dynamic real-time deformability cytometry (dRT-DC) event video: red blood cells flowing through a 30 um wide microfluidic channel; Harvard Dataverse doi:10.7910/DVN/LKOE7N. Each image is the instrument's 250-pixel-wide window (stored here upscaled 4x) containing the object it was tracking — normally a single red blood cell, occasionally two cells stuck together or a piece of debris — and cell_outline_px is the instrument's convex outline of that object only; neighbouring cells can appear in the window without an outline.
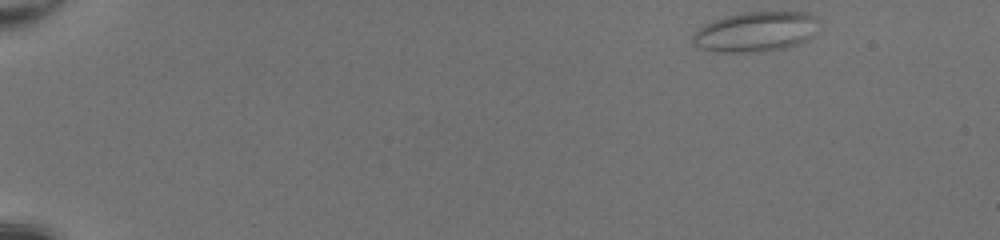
{"species": "common noctule bat (a hibernating species)", "species_latin": "Nyctalus noctula", "temperature_condition": "room temperature", "stored_images_in_passage": 45, "camera_frame_rate_fps": 3000, "um_per_image_px": 0.085, "animal": {"sex": "female", "body_mass_g": 20.0, "forearm_length_mm": 54.0}, "frame": {"image": 1, "passage_image": 1, "time_ms": 0.0, "image_size_px": [1000, 240], "cell_outline_px": [[816, 20], [812, 36], [796, 44], [784, 48], [764, 52], [716, 52], [696, 48], [692, 44], [692, 36], [704, 24], [712, 20], [744, 12], [808, 12], [816, 16]], "centroid_in_image_um": [64.16, 2.71], "position_along_channel_um": 20.8, "area_um2": 29.3}}
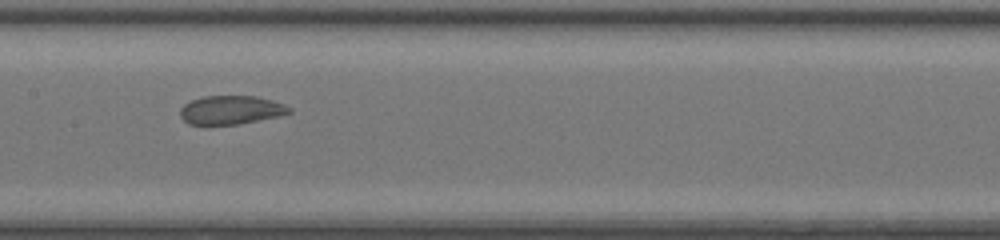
{"frame": {"image": 2, "passage_image": 23, "time_ms": 7.333, "image_size_px": [1000, 240], "cell_outline_px": [[292, 112], [276, 116], [236, 124], [188, 124], [180, 116], [180, 108], [184, 104], [192, 100], [204, 96], [256, 96], [272, 100], [284, 104], [292, 108]], "centroid_in_image_um": [19.61, 9.33], "position_along_channel_um": 187.8, "area_um2": 17.98}}
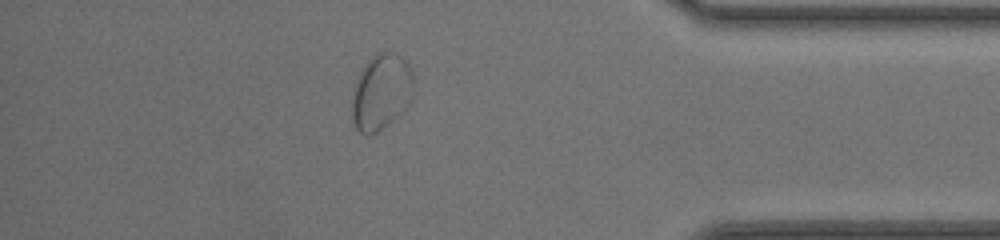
{"frame": {"image": 3, "passage_image": 40, "time_ms": 13.0, "image_size_px": [1000, 240], "cell_outline_px": [[412, 96], [408, 104], [388, 124], [376, 132], [368, 136], [364, 136], [356, 128], [352, 120], [352, 92], [360, 72], [364, 64], [372, 56], [380, 52], [396, 52], [408, 64], [412, 72]], "centroid_in_image_um": [32.37, 7.82], "position_along_channel_um": 402.8, "area_um2": 27.05}}